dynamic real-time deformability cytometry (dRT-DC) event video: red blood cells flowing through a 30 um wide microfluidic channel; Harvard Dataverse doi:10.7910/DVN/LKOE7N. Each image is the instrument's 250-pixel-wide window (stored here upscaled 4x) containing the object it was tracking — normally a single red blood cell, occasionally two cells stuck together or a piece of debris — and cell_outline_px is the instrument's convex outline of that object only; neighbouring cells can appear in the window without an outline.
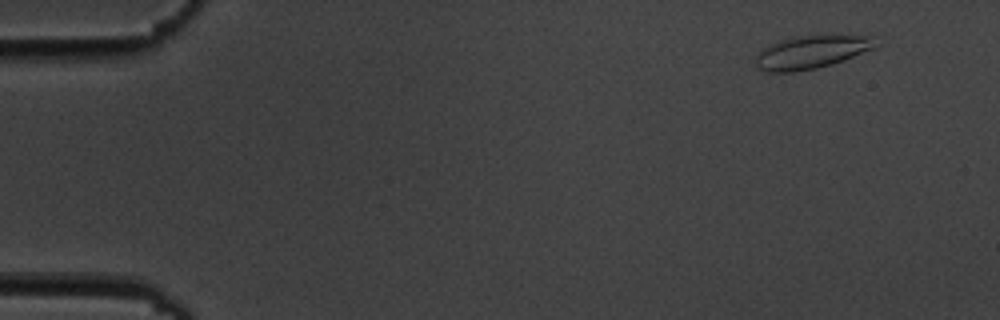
{"species": "common noctule bat (a hibernating species)", "species_latin": "Nyctalus noctula", "temperature_condition": "cold", "stored_images_in_passage": 5, "segment_of_instrument_passage": [2, 2], "camera_frame_rate_fps": 3000, "um_per_image_px": 0.085, "animal": {"sex": "male", "body_mass_g": 19.5, "forearm_length_mm": 54.6}, "frame": {"image": 1, "passage_image": 5, "time_ms": 5.0, "image_size_px": [1000, 320], "cell_outline_px": [[872, 48], [844, 60], [832, 64], [816, 68], [796, 72], [768, 72], [756, 68], [756, 56], [764, 48], [772, 44], [792, 36], [836, 32], [872, 36]], "centroid_in_image_um": [68.96, 4.38], "position_along_channel_um": 16.0, "area_um2": 23.58}}